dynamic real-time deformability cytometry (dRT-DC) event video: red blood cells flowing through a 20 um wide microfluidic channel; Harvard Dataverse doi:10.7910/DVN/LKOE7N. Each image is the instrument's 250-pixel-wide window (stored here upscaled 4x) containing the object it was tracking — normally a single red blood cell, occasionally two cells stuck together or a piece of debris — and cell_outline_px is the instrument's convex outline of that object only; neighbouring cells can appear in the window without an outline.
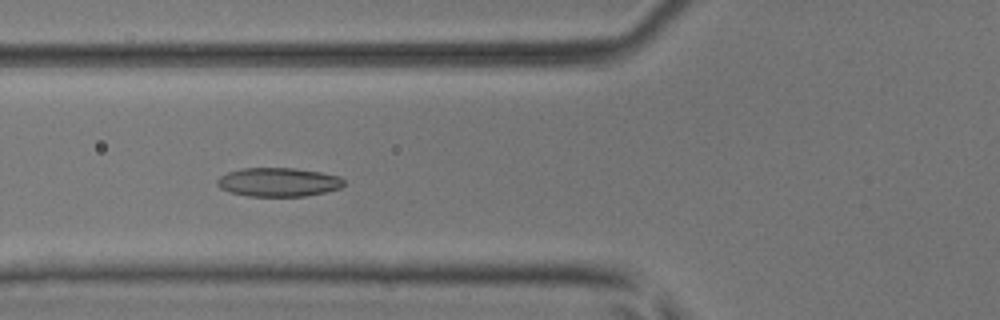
{"species": "common noctule bat (a hibernating species)", "species_latin": "Nyctalus noctula", "temperature_condition": "room temperature", "stored_images_in_passage": 7, "camera_frame_rate_fps": 3000, "um_per_image_px": 0.085, "animal": {"sex": "male", "body_mass_g": 17.9, "forearm_length_mm": 54.2}, "frame": {"image": 1, "passage_image": 5, "time_ms": 1.333, "image_size_px": [1000, 320], "cell_outline_px": [[344, 184], [340, 188], [324, 192], [304, 196], [248, 196], [232, 192], [220, 188], [216, 184], [216, 180], [220, 176], [228, 172], [244, 168], [296, 168], [320, 172], [340, 176], [344, 180]], "centroid_in_image_um": [23.66, 15.47], "position_along_channel_um": 102.1, "area_um2": 21.21}}
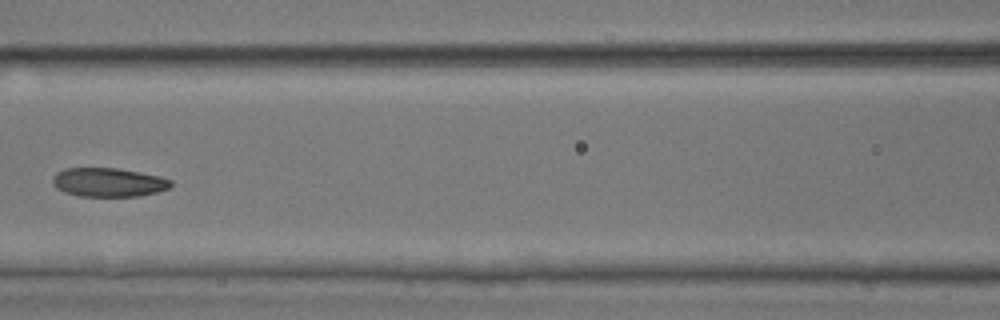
{"frame": {"image": 2, "passage_image": 6, "time_ms": 1.667, "image_size_px": [1000, 320], "cell_outline_px": [[172, 184], [168, 188], [156, 192], [140, 196], [80, 196], [64, 192], [56, 188], [52, 184], [52, 180], [56, 172], [64, 168], [116, 168], [160, 176], [172, 180]], "centroid_in_image_um": [9.19, 15.49], "position_along_channel_um": 157.4, "area_um2": 19.88}}